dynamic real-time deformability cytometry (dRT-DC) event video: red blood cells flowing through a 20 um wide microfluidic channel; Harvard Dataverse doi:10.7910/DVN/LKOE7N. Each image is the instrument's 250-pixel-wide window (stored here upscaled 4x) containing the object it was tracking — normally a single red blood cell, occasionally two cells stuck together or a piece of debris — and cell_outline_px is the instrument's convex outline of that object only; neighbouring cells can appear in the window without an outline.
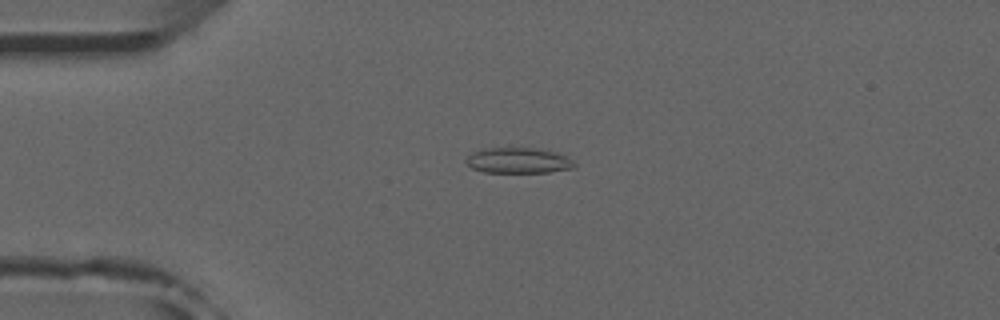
{"species": "common noctule bat (a hibernating species)", "species_latin": "Nyctalus noctula", "temperature_condition": "room temperature", "stored_images_in_passage": 52, "camera_frame_rate_fps": 3000, "um_per_image_px": 0.085, "animal": {"sex": "male", "forearm_length_mm": 52.5}, "frame": {"image": 1, "passage_image": 13, "time_ms": 4.0, "image_size_px": [1000, 320], "cell_outline_px": [[576, 164], [572, 168], [548, 172], [484, 172], [472, 168], [464, 160], [472, 152], [484, 148], [540, 148], [556, 152], [572, 160]], "centroid_in_image_um": [44.03, 13.63], "position_along_channel_um": 41.0, "area_um2": 16.07}}
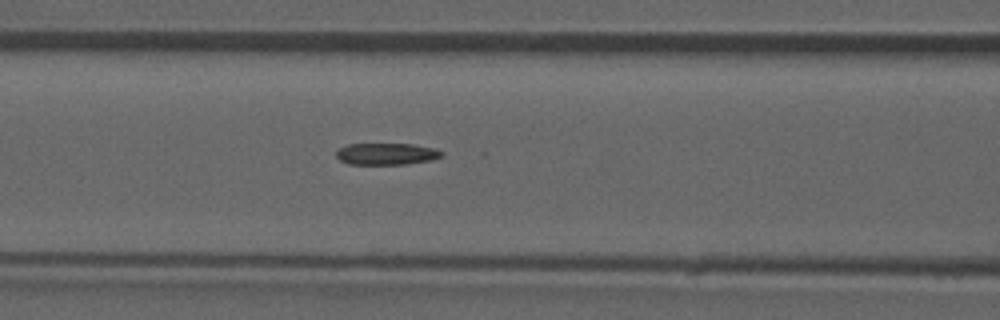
{"frame": {"image": 2, "passage_image": 22, "time_ms": 7.0, "image_size_px": [1000, 320], "cell_outline_px": [[444, 156], [432, 160], [404, 164], [348, 164], [340, 160], [336, 156], [336, 152], [340, 148], [348, 144], [412, 144], [436, 148], [444, 152]], "centroid_in_image_um": [32.9, 13.08], "position_along_channel_um": 133.7, "area_um2": 13.41}}
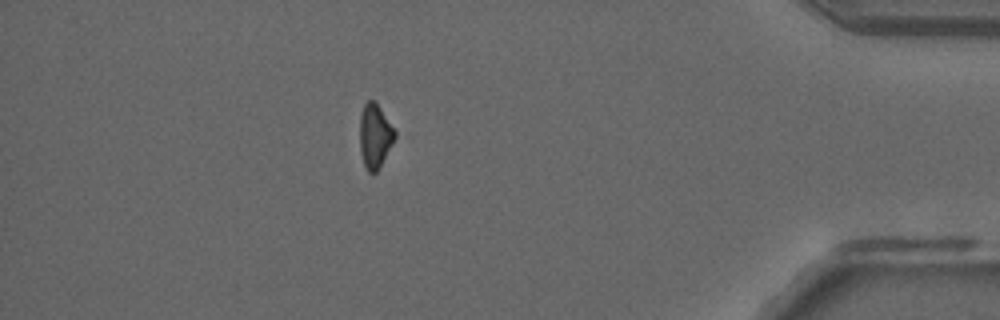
{"frame": {"image": 3, "passage_image": 46, "time_ms": 15.0, "image_size_px": [1000, 320], "cell_outline_px": [[396, 136], [392, 144], [376, 172], [368, 172], [364, 164], [360, 152], [360, 112], [364, 104], [368, 100], [372, 100], [380, 108], [396, 132]], "centroid_in_image_um": [31.85, 11.54], "position_along_channel_um": 403.4, "area_um2": 12.83}}